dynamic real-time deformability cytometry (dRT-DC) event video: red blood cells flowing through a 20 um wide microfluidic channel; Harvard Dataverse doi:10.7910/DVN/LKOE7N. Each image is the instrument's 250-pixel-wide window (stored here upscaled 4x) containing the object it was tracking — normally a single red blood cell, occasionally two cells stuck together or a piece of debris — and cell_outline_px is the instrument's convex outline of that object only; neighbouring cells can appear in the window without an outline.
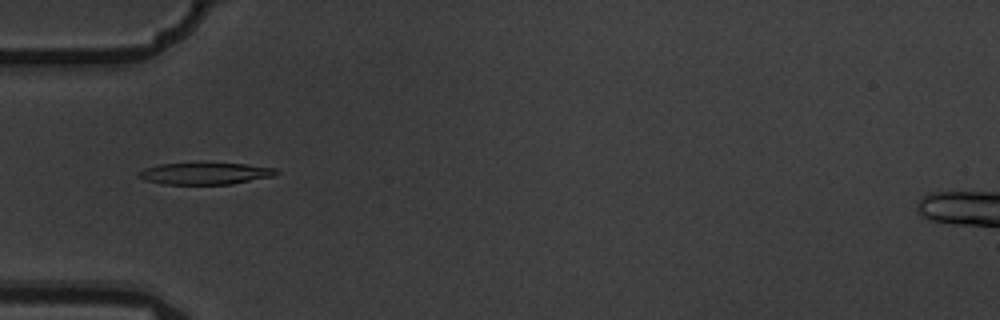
{"species": "common noctule bat (a hibernating species)", "species_latin": "Nyctalus noctula", "temperature_condition": "warm", "stored_images_in_passage": 7, "camera_frame_rate_fps": 3000, "um_per_image_px": 0.085, "animal": {"sex": "male", "body_mass_g": 19.5, "forearm_length_mm": 54.6}, "frame": {"image": 1, "passage_image": 5, "time_ms": 1.333, "image_size_px": [1000, 320], "cell_outline_px": [[280, 172], [276, 176], [232, 184], [160, 184], [144, 180], [136, 176], [136, 172], [144, 168], [160, 164], [200, 160], [244, 164], [276, 168]], "centroid_in_image_um": [17.41, 14.7], "position_along_channel_um": 67.6, "area_um2": 18.67}}
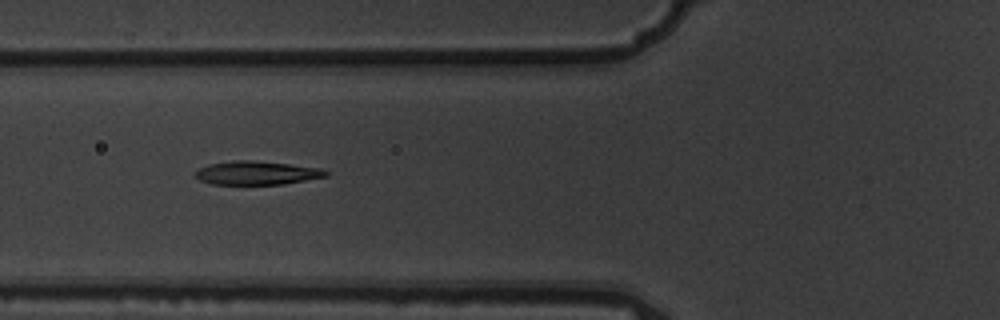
{"frame": {"image": 2, "passage_image": 6, "time_ms": 1.667, "image_size_px": [1000, 320], "cell_outline_px": [[328, 176], [284, 184], [212, 184], [200, 180], [196, 176], [196, 172], [200, 168], [208, 164], [232, 160], [252, 160], [324, 168], [328, 172]], "centroid_in_image_um": [21.86, 14.69], "position_along_channel_um": 103.9, "area_um2": 17.92}}
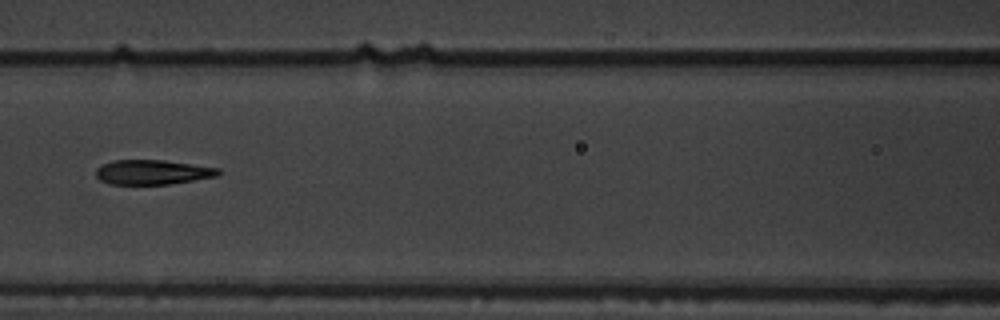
{"frame": {"image": 3, "passage_image": 7, "time_ms": 2.0, "image_size_px": [1000, 320], "cell_outline_px": [[220, 176], [168, 184], [108, 184], [100, 180], [96, 176], [96, 168], [112, 160], [164, 160], [220, 168]], "centroid_in_image_um": [12.98, 14.63], "position_along_channel_um": 153.6, "area_um2": 17.63}}